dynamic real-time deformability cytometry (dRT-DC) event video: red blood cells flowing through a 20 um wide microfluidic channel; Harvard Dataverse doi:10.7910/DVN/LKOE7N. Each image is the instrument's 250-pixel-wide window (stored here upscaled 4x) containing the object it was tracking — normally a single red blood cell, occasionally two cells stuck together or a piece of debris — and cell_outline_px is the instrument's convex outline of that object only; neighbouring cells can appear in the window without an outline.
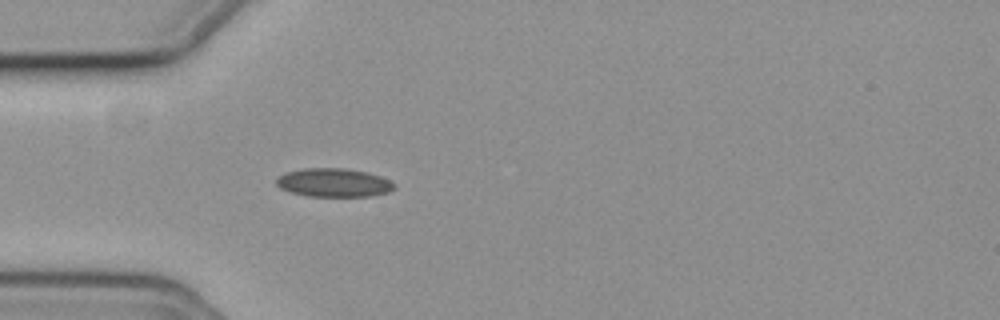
{"species": "common noctule bat (a hibernating species)", "species_latin": "Nyctalus noctula", "temperature_condition": "cold", "stored_images_in_passage": 40, "camera_frame_rate_fps": 3000, "um_per_image_px": 0.085, "animal": {"sex": "female", "body_mass_g": 19.3, "forearm_length_mm": 54.1}, "frame": {"image": 1, "passage_image": 1, "time_ms": 0.0, "image_size_px": [1000, 320], "cell_outline_px": [[396, 188], [388, 192], [368, 196], [308, 196], [292, 192], [280, 188], [276, 184], [276, 180], [284, 172], [304, 168], [344, 168], [368, 172], [380, 176], [396, 184]], "centroid_in_image_um": [28.37, 15.51], "position_along_channel_um": 56.6, "area_um2": 19.59}}
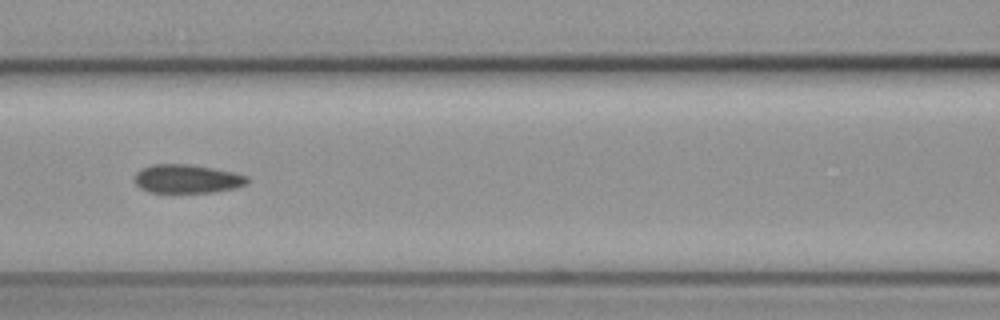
{"frame": {"image": 2, "passage_image": 9, "time_ms": 2.667, "image_size_px": [1000, 320], "cell_outline_px": [[248, 180], [244, 184], [232, 188], [212, 192], [148, 192], [140, 188], [132, 180], [132, 176], [136, 172], [152, 164], [188, 164], [212, 168], [232, 172], [248, 176]], "centroid_in_image_um": [15.81, 15.19], "position_along_channel_um": 150.8, "area_um2": 18.67}}
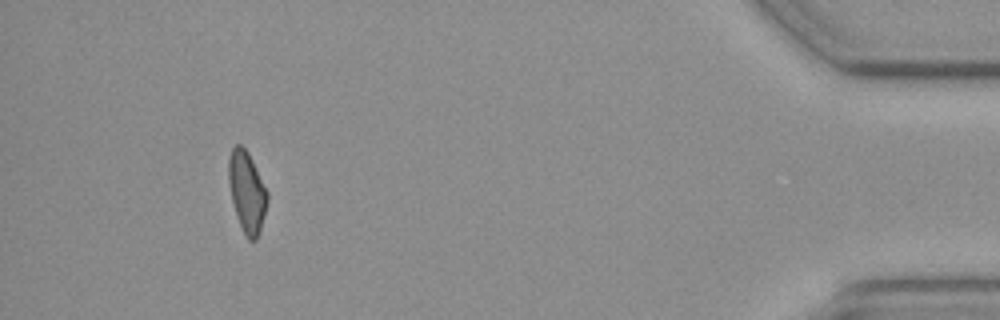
{"frame": {"image": 3, "passage_image": 36, "time_ms": 11.667, "image_size_px": [1000, 320], "cell_outline_px": [[268, 200], [264, 216], [256, 240], [248, 240], [244, 236], [232, 200], [228, 184], [228, 156], [232, 148], [236, 144], [240, 144], [248, 152], [268, 192]], "centroid_in_image_um": [20.97, 16.29], "position_along_channel_um": 414.2, "area_um2": 18.21}, "authors_computed_cell_mechanics": {"area_um2": 19.0162, "velocity_mm_per_s": 3.7169, "shape_relaxation_time_tau1_ms": null, "shape_relaxation_time_tau2_ms": 5.6405, "deformation_change_tau1": null, "deformation_change_tau2": 0.0962}}